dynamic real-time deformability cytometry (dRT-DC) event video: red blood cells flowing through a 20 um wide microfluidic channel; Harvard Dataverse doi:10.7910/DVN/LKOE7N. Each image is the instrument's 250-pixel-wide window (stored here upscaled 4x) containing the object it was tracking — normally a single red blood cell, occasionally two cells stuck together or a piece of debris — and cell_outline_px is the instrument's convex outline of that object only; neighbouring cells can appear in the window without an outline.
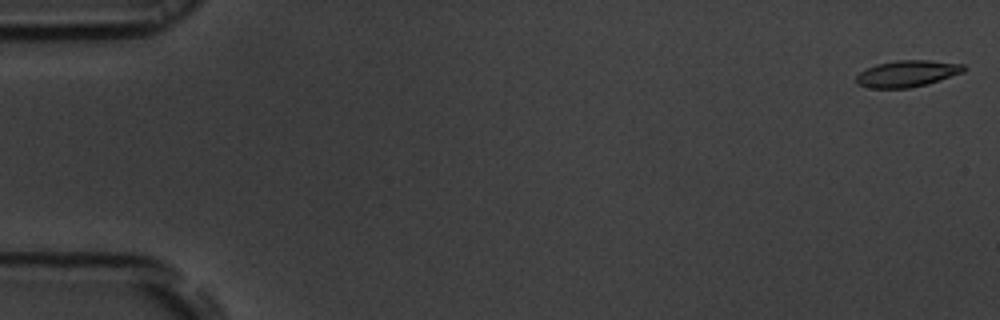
{"species": "common noctule bat (a hibernating species)", "species_latin": "Nyctalus noctula", "temperature_condition": "room temperature", "stored_images_in_passage": 12, "camera_frame_rate_fps": 3000, "um_per_image_px": 0.085, "animal": {"sex": "male", "body_mass_g": 19.5, "forearm_length_mm": 54.6}, "frame": {"image": 1, "passage_image": 1, "time_ms": 0.0, "image_size_px": [1000, 320], "cell_outline_px": [[964, 72], [928, 84], [908, 88], [872, 88], [856, 84], [856, 76], [860, 72], [876, 64], [896, 60], [928, 60], [964, 64]], "centroid_in_image_um": [77.1, 6.26], "position_along_channel_um": 7.9, "area_um2": 16.59}}